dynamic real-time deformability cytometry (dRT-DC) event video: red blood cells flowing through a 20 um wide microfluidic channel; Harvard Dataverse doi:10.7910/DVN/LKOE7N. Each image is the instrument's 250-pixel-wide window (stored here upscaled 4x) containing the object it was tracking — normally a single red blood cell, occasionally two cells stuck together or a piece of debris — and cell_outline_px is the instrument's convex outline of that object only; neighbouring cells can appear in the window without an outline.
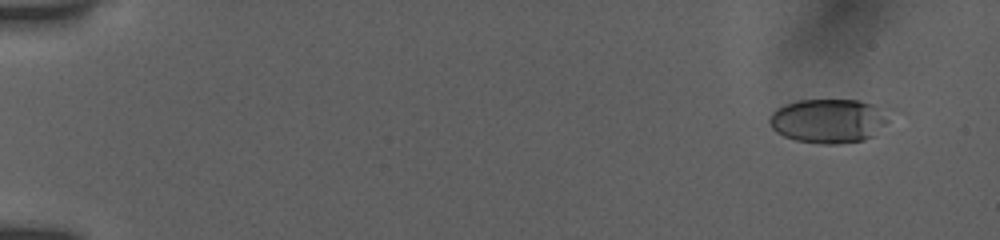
{"species": "human", "species_latin": "Homo sapiens", "temperature_condition": "room temperature", "stored_images_in_passage": 14, "camera_frame_rate_fps": 3000, "um_per_image_px": 0.085, "donor": {"sex": "female"}, "frame": {"image": 1, "passage_image": 2, "time_ms": 1.0, "image_size_px": [1000, 240], "cell_outline_px": [[908, 112], [876, 136], [864, 140], [836, 144], [820, 144], [796, 140], [784, 136], [776, 132], [772, 128], [768, 120], [772, 112], [776, 108], [784, 104], [800, 100], [856, 100], [896, 108]], "centroid_in_image_um": [70.77, 10.25], "position_along_channel_um": 14.2, "area_um2": 33.18}}
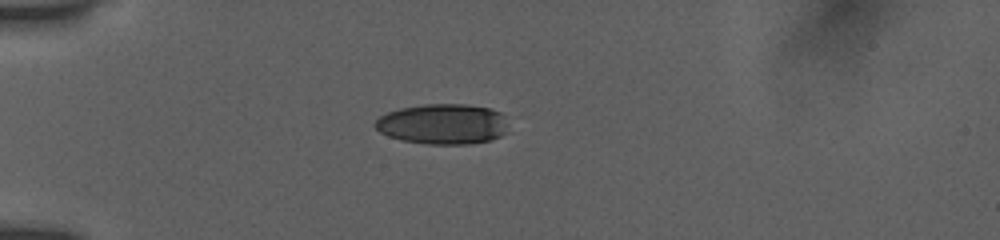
{"frame": {"image": 2, "passage_image": 11, "time_ms": 5.0, "image_size_px": [1000, 240], "cell_outline_px": [[508, 132], [492, 140], [468, 144], [428, 144], [404, 140], [388, 136], [380, 132], [372, 124], [380, 116], [388, 112], [400, 108], [424, 104], [468, 104], [492, 108], [508, 116]], "centroid_in_image_um": [37.71, 10.53], "position_along_channel_um": 47.3, "area_um2": 31.85}}
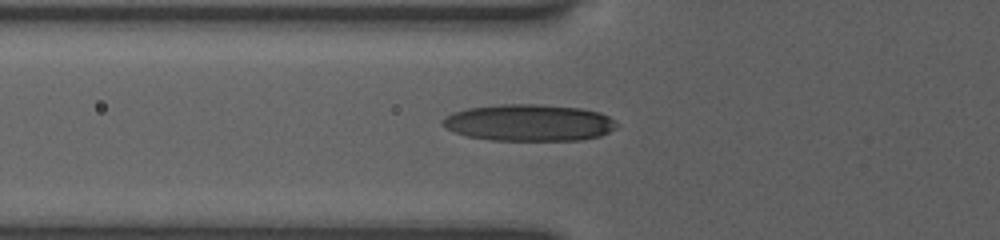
{"frame": {"image": 3, "passage_image": 14, "time_ms": 6.667, "image_size_px": [1000, 240], "cell_outline_px": [[620, 124], [616, 128], [600, 136], [580, 140], [492, 140], [468, 136], [456, 132], [440, 124], [444, 116], [452, 112], [468, 108], [500, 104], [536, 104], [580, 108], [600, 112], [616, 120]], "centroid_in_image_um": [44.99, 10.42], "position_along_channel_um": 80.8, "area_um2": 37.34}}